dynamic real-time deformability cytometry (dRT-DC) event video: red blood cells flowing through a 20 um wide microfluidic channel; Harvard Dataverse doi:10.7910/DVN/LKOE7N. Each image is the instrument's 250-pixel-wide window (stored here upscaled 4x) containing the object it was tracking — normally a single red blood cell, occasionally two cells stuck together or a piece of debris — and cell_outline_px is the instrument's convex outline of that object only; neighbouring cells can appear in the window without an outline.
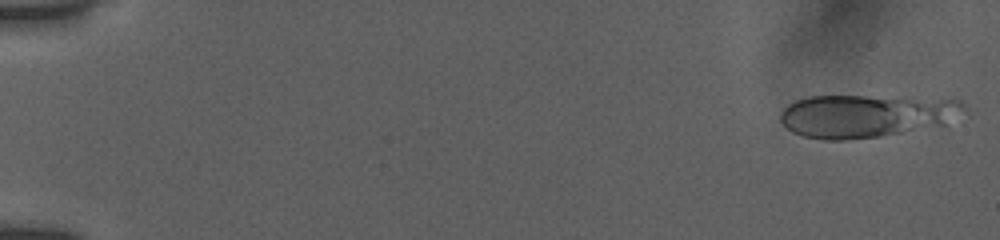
{"species": "human", "species_latin": "Homo sapiens", "temperature_condition": "room temperature", "stored_images_in_passage": 4, "camera_frame_rate_fps": 3000, "um_per_image_px": 0.085, "donor": {"sex": "female"}, "frame": {"image": 1, "passage_image": 1, "time_ms": 0.0, "image_size_px": [1000, 240], "cell_outline_px": [[964, 104], [944, 124], [880, 136], [844, 140], [824, 140], [804, 136], [792, 132], [780, 120], [780, 112], [788, 104], [796, 100], [808, 96], [864, 96], [960, 100]], "centroid_in_image_um": [73.45, 9.84], "position_along_channel_um": 11.6, "area_um2": 44.8}}